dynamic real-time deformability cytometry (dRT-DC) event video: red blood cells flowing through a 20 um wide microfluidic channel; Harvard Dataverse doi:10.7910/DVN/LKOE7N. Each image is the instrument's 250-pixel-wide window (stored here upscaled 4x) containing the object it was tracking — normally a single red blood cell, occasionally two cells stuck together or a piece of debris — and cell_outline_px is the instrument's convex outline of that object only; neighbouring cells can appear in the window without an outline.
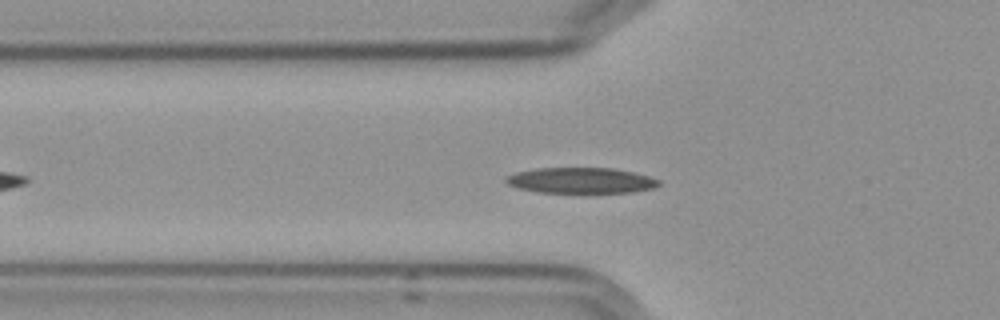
{"species": "Egyptian fruit bat (a non-hibernating species)", "species_latin": "Rousettus aegyptiacus", "temperature_condition": "cold", "stored_images_in_passage": 46, "camera_frame_rate_fps": 3000, "um_per_image_px": 0.085, "frame": {"image": 1, "passage_image": 9, "time_ms": 2.667, "image_size_px": [1000, 320], "cell_outline_px": [[660, 184], [652, 188], [632, 192], [580, 196], [536, 192], [520, 188], [508, 184], [504, 180], [504, 176], [516, 172], [540, 168], [616, 168], [648, 176], [660, 180]], "centroid_in_image_um": [49.37, 15.39], "position_along_channel_um": 76.4, "area_um2": 24.1}}
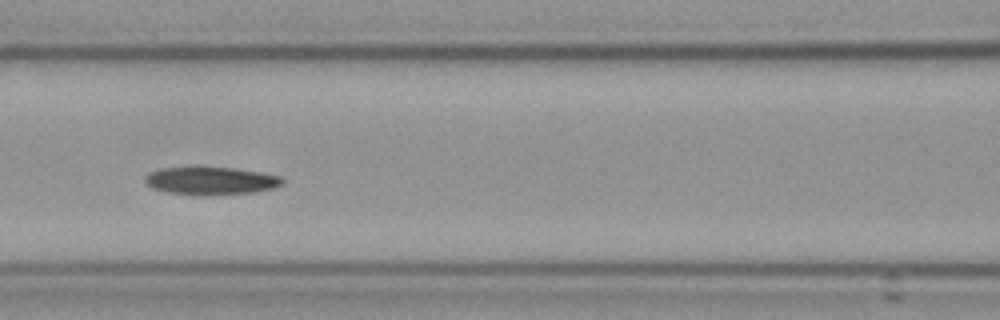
{"frame": {"image": 2, "passage_image": 15, "time_ms": 4.667, "image_size_px": [1000, 320], "cell_outline_px": [[284, 184], [272, 188], [252, 192], [208, 196], [192, 196], [168, 192], [152, 188], [144, 180], [144, 176], [148, 172], [160, 168], [236, 168], [260, 172], [280, 176], [284, 180]], "centroid_in_image_um": [17.9, 15.39], "position_along_channel_um": 148.7, "area_um2": 22.37}}
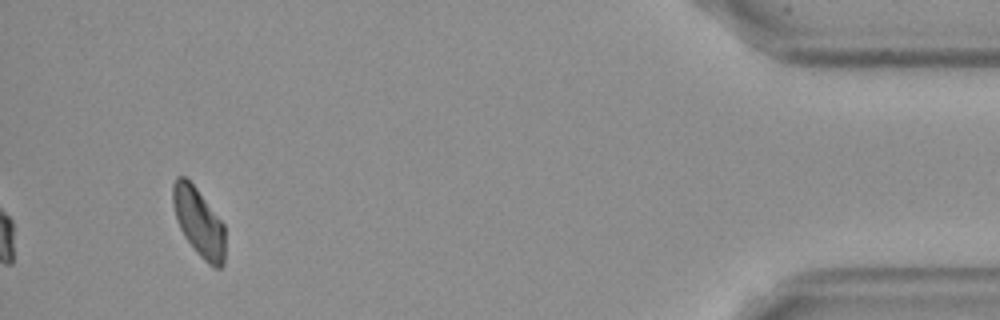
{"frame": {"image": 3, "passage_image": 43, "time_ms": 14.0, "image_size_px": [1000, 320], "cell_outline_px": [[224, 264], [220, 268], [216, 268], [208, 264], [200, 256], [184, 236], [176, 220], [172, 204], [172, 184], [176, 176], [184, 176], [196, 188], [224, 224]], "centroid_in_image_um": [16.87, 18.88], "position_along_channel_um": 418.3, "area_um2": 20.75}, "authors_computed_cell_mechanics": {"area_um2": 22.1085, "velocity_mm_per_s": 3.5724, "shape_relaxation_time_tau1_ms": 5.3338, "shape_relaxation_time_tau2_ms": null, "deformation_change_tau1": 0.1567, "deformation_change_tau2": null}}